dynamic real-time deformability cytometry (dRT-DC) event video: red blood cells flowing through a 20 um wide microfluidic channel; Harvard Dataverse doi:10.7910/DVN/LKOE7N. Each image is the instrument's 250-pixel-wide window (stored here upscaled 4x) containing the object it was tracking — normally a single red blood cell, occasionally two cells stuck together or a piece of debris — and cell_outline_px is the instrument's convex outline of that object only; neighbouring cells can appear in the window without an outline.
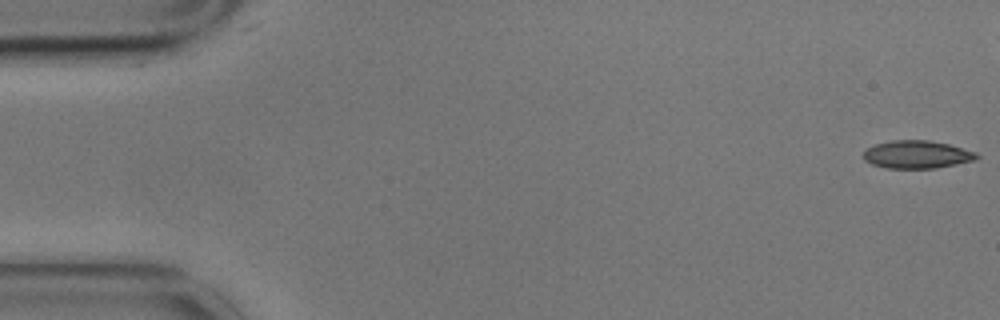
{"species": "common noctule bat (a hibernating species)", "species_latin": "Nyctalus noctula", "temperature_condition": "cold", "stored_images_in_passage": 6, "camera_frame_rate_fps": 3000, "um_per_image_px": 0.085, "animal": {"sex": "male", "body_mass_g": 17.9}, "frame": {"image": 1, "passage_image": 1, "time_ms": 0.0, "image_size_px": [1000, 320], "cell_outline_px": [[980, 156], [976, 160], [936, 168], [888, 168], [872, 164], [864, 160], [864, 152], [868, 148], [876, 144], [892, 140], [928, 140], [948, 144], [976, 152]], "centroid_in_image_um": [77.96, 13.13], "position_along_channel_um": 7.0, "area_um2": 18.26}}